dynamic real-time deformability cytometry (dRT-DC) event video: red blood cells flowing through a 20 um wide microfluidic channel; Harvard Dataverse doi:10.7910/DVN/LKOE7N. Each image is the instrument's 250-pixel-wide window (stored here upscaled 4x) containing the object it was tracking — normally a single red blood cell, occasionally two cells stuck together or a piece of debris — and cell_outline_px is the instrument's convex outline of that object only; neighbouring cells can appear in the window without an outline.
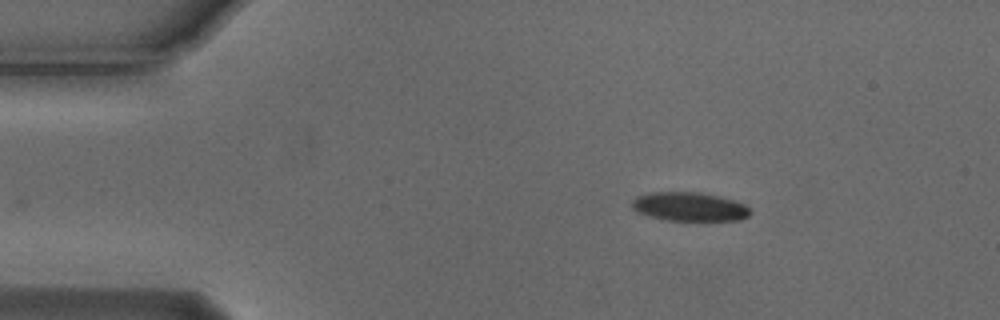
{"species": "Egyptian fruit bat (a non-hibernating species)", "species_latin": "Rousettus aegyptiacus", "temperature_condition": "cold", "stored_images_in_passage": 13, "camera_frame_rate_fps": 3000, "um_per_image_px": 0.085, "animal": {"sex": "male"}, "frame": {"image": 1, "passage_image": 1, "time_ms": 0.0, "image_size_px": [1000, 320], "cell_outline_px": [[752, 212], [748, 216], [740, 220], [668, 220], [648, 216], [636, 212], [632, 208], [632, 200], [636, 196], [652, 192], [700, 192], [720, 196], [744, 204]], "centroid_in_image_um": [58.58, 17.56], "position_along_channel_um": 26.4, "area_um2": 19.88}}
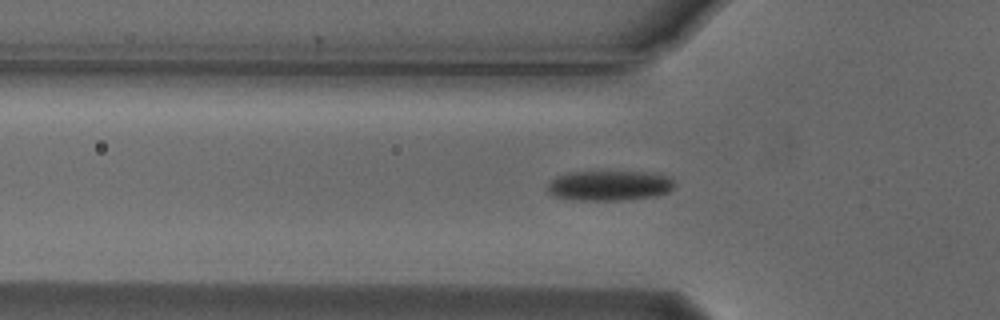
{"frame": {"image": 2, "passage_image": 10, "time_ms": 3.0, "image_size_px": [1000, 320], "cell_outline_px": [[676, 184], [668, 192], [656, 196], [624, 200], [580, 200], [552, 196], [548, 192], [548, 184], [556, 176], [568, 172], [656, 172], [672, 176]], "centroid_in_image_um": [51.86, 15.76], "position_along_channel_um": 73.9, "area_um2": 22.54}}